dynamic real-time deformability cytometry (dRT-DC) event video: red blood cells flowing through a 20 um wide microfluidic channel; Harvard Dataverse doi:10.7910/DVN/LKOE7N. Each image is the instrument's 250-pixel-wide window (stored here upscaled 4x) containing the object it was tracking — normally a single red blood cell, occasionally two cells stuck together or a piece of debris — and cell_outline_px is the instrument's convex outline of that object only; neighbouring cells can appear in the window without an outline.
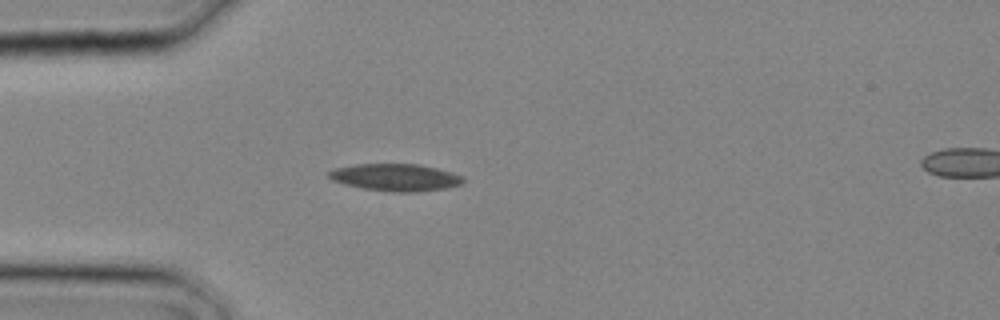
{"species": "common noctule bat (a hibernating species)", "species_latin": "Nyctalus noctula", "temperature_condition": "cold", "stored_images_in_passage": 4, "segment_of_instrument_passage": [1, 2], "camera_frame_rate_fps": 3000, "um_per_image_px": 0.085, "animal": {"sex": "male", "body_mass_g": 20.4}, "frame": {"image": 1, "passage_image": 3, "time_ms": 0.667, "image_size_px": [1000, 320], "cell_outline_px": [[464, 180], [460, 184], [448, 188], [416, 192], [392, 192], [364, 188], [344, 184], [332, 180], [328, 176], [328, 172], [336, 168], [356, 164], [420, 164], [452, 172], [464, 176]], "centroid_in_image_um": [33.65, 15.08], "position_along_channel_um": 51.4, "area_um2": 21.27}}